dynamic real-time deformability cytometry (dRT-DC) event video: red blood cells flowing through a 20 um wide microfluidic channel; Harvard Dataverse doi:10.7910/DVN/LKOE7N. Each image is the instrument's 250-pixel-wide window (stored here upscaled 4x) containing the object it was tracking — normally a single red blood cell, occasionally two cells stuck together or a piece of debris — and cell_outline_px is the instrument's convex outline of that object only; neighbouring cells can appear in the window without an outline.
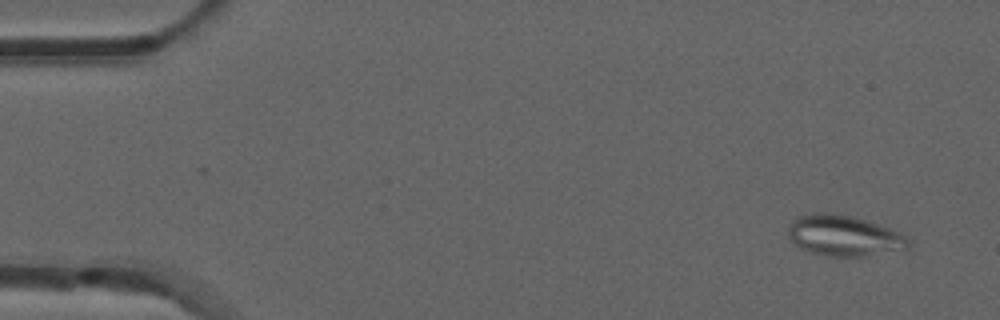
{"species": "common noctule bat (a hibernating species)", "species_latin": "Nyctalus noctula", "temperature_condition": "room temperature", "stored_images_in_passage": 53, "segment_of_instrument_passage": [1, 2], "camera_frame_rate_fps": 3000, "um_per_image_px": 0.085, "animal": {"sex": "male", "forearm_length_mm": 52.5}, "frame": {"image": 1, "passage_image": 4, "time_ms": 1.0, "image_size_px": [1000, 320], "cell_outline_px": [[908, 248], [864, 256], [828, 256], [812, 252], [800, 248], [788, 236], [788, 224], [796, 216], [812, 212], [832, 212], [852, 216], [900, 232], [908, 236]], "centroid_in_image_um": [71.68, 20.01], "position_along_channel_um": 13.3, "area_um2": 28.5}}